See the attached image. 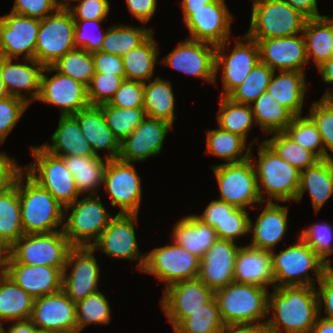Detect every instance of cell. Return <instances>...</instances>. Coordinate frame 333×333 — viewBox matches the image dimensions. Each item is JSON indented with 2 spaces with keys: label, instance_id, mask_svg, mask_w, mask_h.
Here are the masks:
<instances>
[{
  "label": "cell",
  "instance_id": "1",
  "mask_svg": "<svg viewBox=\"0 0 333 333\" xmlns=\"http://www.w3.org/2000/svg\"><path fill=\"white\" fill-rule=\"evenodd\" d=\"M270 312L273 316L266 322L269 333H311L319 316L316 287L273 288L268 294V314Z\"/></svg>",
  "mask_w": 333,
  "mask_h": 333
},
{
  "label": "cell",
  "instance_id": "2",
  "mask_svg": "<svg viewBox=\"0 0 333 333\" xmlns=\"http://www.w3.org/2000/svg\"><path fill=\"white\" fill-rule=\"evenodd\" d=\"M17 190L24 234L63 230L59 226L64 224V207L24 170L17 175Z\"/></svg>",
  "mask_w": 333,
  "mask_h": 333
},
{
  "label": "cell",
  "instance_id": "3",
  "mask_svg": "<svg viewBox=\"0 0 333 333\" xmlns=\"http://www.w3.org/2000/svg\"><path fill=\"white\" fill-rule=\"evenodd\" d=\"M252 157L250 151L262 202H265L266 195L267 202H295L301 171L283 160L265 141L258 147V160Z\"/></svg>",
  "mask_w": 333,
  "mask_h": 333
},
{
  "label": "cell",
  "instance_id": "4",
  "mask_svg": "<svg viewBox=\"0 0 333 333\" xmlns=\"http://www.w3.org/2000/svg\"><path fill=\"white\" fill-rule=\"evenodd\" d=\"M268 294L266 288L233 281L214 291V298L224 325L266 323L269 317Z\"/></svg>",
  "mask_w": 333,
  "mask_h": 333
},
{
  "label": "cell",
  "instance_id": "5",
  "mask_svg": "<svg viewBox=\"0 0 333 333\" xmlns=\"http://www.w3.org/2000/svg\"><path fill=\"white\" fill-rule=\"evenodd\" d=\"M297 238L296 243L280 250L279 253L270 251L274 288L293 285L316 287L315 280L309 276V270L315 274L316 281L319 282L331 268L299 236Z\"/></svg>",
  "mask_w": 333,
  "mask_h": 333
},
{
  "label": "cell",
  "instance_id": "6",
  "mask_svg": "<svg viewBox=\"0 0 333 333\" xmlns=\"http://www.w3.org/2000/svg\"><path fill=\"white\" fill-rule=\"evenodd\" d=\"M306 17L283 0H253L247 37L261 40L301 34Z\"/></svg>",
  "mask_w": 333,
  "mask_h": 333
},
{
  "label": "cell",
  "instance_id": "7",
  "mask_svg": "<svg viewBox=\"0 0 333 333\" xmlns=\"http://www.w3.org/2000/svg\"><path fill=\"white\" fill-rule=\"evenodd\" d=\"M99 196L89 194L64 208L63 232L73 247H91L113 217L106 211Z\"/></svg>",
  "mask_w": 333,
  "mask_h": 333
},
{
  "label": "cell",
  "instance_id": "8",
  "mask_svg": "<svg viewBox=\"0 0 333 333\" xmlns=\"http://www.w3.org/2000/svg\"><path fill=\"white\" fill-rule=\"evenodd\" d=\"M34 157L23 169L42 188L46 189L64 208L79 198L74 177L63 158L55 156L42 146L31 147Z\"/></svg>",
  "mask_w": 333,
  "mask_h": 333
},
{
  "label": "cell",
  "instance_id": "9",
  "mask_svg": "<svg viewBox=\"0 0 333 333\" xmlns=\"http://www.w3.org/2000/svg\"><path fill=\"white\" fill-rule=\"evenodd\" d=\"M72 248L63 230L23 234L10 247L8 263L65 267L68 253Z\"/></svg>",
  "mask_w": 333,
  "mask_h": 333
},
{
  "label": "cell",
  "instance_id": "10",
  "mask_svg": "<svg viewBox=\"0 0 333 333\" xmlns=\"http://www.w3.org/2000/svg\"><path fill=\"white\" fill-rule=\"evenodd\" d=\"M217 181L220 198L236 208L246 209L255 207L252 204L263 206L260 199L258 182L251 159L239 163L212 165Z\"/></svg>",
  "mask_w": 333,
  "mask_h": 333
},
{
  "label": "cell",
  "instance_id": "11",
  "mask_svg": "<svg viewBox=\"0 0 333 333\" xmlns=\"http://www.w3.org/2000/svg\"><path fill=\"white\" fill-rule=\"evenodd\" d=\"M229 41L217 45L215 49V83L217 74L221 71L223 89L221 96L228 97L244 82L254 66L260 61L259 47L255 40L245 34L240 39L235 38L233 50L225 52ZM223 73V74H222Z\"/></svg>",
  "mask_w": 333,
  "mask_h": 333
},
{
  "label": "cell",
  "instance_id": "12",
  "mask_svg": "<svg viewBox=\"0 0 333 333\" xmlns=\"http://www.w3.org/2000/svg\"><path fill=\"white\" fill-rule=\"evenodd\" d=\"M74 18L68 8H58L40 20L35 46V60L44 67L52 66L74 45Z\"/></svg>",
  "mask_w": 333,
  "mask_h": 333
},
{
  "label": "cell",
  "instance_id": "13",
  "mask_svg": "<svg viewBox=\"0 0 333 333\" xmlns=\"http://www.w3.org/2000/svg\"><path fill=\"white\" fill-rule=\"evenodd\" d=\"M200 258L175 244L156 247L145 253L142 272L156 276L159 281L169 285L198 277Z\"/></svg>",
  "mask_w": 333,
  "mask_h": 333
},
{
  "label": "cell",
  "instance_id": "14",
  "mask_svg": "<svg viewBox=\"0 0 333 333\" xmlns=\"http://www.w3.org/2000/svg\"><path fill=\"white\" fill-rule=\"evenodd\" d=\"M141 177L137 173L134 163L122 160H108L104 171L103 186L108 193L113 207H119L118 213L138 214L142 187Z\"/></svg>",
  "mask_w": 333,
  "mask_h": 333
},
{
  "label": "cell",
  "instance_id": "15",
  "mask_svg": "<svg viewBox=\"0 0 333 333\" xmlns=\"http://www.w3.org/2000/svg\"><path fill=\"white\" fill-rule=\"evenodd\" d=\"M183 21L190 37L188 39L220 45L231 39L232 14L225 0L208 3L199 9H182Z\"/></svg>",
  "mask_w": 333,
  "mask_h": 333
},
{
  "label": "cell",
  "instance_id": "16",
  "mask_svg": "<svg viewBox=\"0 0 333 333\" xmlns=\"http://www.w3.org/2000/svg\"><path fill=\"white\" fill-rule=\"evenodd\" d=\"M137 218L138 214L117 213L91 248L112 258L138 260L137 268L142 271L145 254L141 255L135 235Z\"/></svg>",
  "mask_w": 333,
  "mask_h": 333
},
{
  "label": "cell",
  "instance_id": "17",
  "mask_svg": "<svg viewBox=\"0 0 333 333\" xmlns=\"http://www.w3.org/2000/svg\"><path fill=\"white\" fill-rule=\"evenodd\" d=\"M214 292L198 277L175 282L164 289L161 309L175 330L190 313L201 309Z\"/></svg>",
  "mask_w": 333,
  "mask_h": 333
},
{
  "label": "cell",
  "instance_id": "18",
  "mask_svg": "<svg viewBox=\"0 0 333 333\" xmlns=\"http://www.w3.org/2000/svg\"><path fill=\"white\" fill-rule=\"evenodd\" d=\"M93 253L91 247H73L68 253L62 291L74 303L99 290L100 266ZM68 267H72L70 274L67 273Z\"/></svg>",
  "mask_w": 333,
  "mask_h": 333
},
{
  "label": "cell",
  "instance_id": "19",
  "mask_svg": "<svg viewBox=\"0 0 333 333\" xmlns=\"http://www.w3.org/2000/svg\"><path fill=\"white\" fill-rule=\"evenodd\" d=\"M45 72L56 74L49 78ZM37 100L56 105L60 109V115H73L90 105L87 87L60 73L53 66H46L43 70Z\"/></svg>",
  "mask_w": 333,
  "mask_h": 333
},
{
  "label": "cell",
  "instance_id": "20",
  "mask_svg": "<svg viewBox=\"0 0 333 333\" xmlns=\"http://www.w3.org/2000/svg\"><path fill=\"white\" fill-rule=\"evenodd\" d=\"M40 20L14 12L0 17V57L35 59Z\"/></svg>",
  "mask_w": 333,
  "mask_h": 333
},
{
  "label": "cell",
  "instance_id": "21",
  "mask_svg": "<svg viewBox=\"0 0 333 333\" xmlns=\"http://www.w3.org/2000/svg\"><path fill=\"white\" fill-rule=\"evenodd\" d=\"M215 49V45L187 38L179 42L160 62L174 70L214 84Z\"/></svg>",
  "mask_w": 333,
  "mask_h": 333
},
{
  "label": "cell",
  "instance_id": "22",
  "mask_svg": "<svg viewBox=\"0 0 333 333\" xmlns=\"http://www.w3.org/2000/svg\"><path fill=\"white\" fill-rule=\"evenodd\" d=\"M172 124L161 119L146 117L120 144L119 159L124 162H143L162 151L163 141Z\"/></svg>",
  "mask_w": 333,
  "mask_h": 333
},
{
  "label": "cell",
  "instance_id": "23",
  "mask_svg": "<svg viewBox=\"0 0 333 333\" xmlns=\"http://www.w3.org/2000/svg\"><path fill=\"white\" fill-rule=\"evenodd\" d=\"M260 62L276 71H300L309 63L303 34L255 40ZM305 66V67H304Z\"/></svg>",
  "mask_w": 333,
  "mask_h": 333
},
{
  "label": "cell",
  "instance_id": "24",
  "mask_svg": "<svg viewBox=\"0 0 333 333\" xmlns=\"http://www.w3.org/2000/svg\"><path fill=\"white\" fill-rule=\"evenodd\" d=\"M38 330L55 333L77 330L75 303L61 290L34 299L29 319Z\"/></svg>",
  "mask_w": 333,
  "mask_h": 333
},
{
  "label": "cell",
  "instance_id": "25",
  "mask_svg": "<svg viewBox=\"0 0 333 333\" xmlns=\"http://www.w3.org/2000/svg\"><path fill=\"white\" fill-rule=\"evenodd\" d=\"M239 248L235 241L217 239L200 259L198 278L213 292L234 281Z\"/></svg>",
  "mask_w": 333,
  "mask_h": 333
},
{
  "label": "cell",
  "instance_id": "26",
  "mask_svg": "<svg viewBox=\"0 0 333 333\" xmlns=\"http://www.w3.org/2000/svg\"><path fill=\"white\" fill-rule=\"evenodd\" d=\"M63 269L64 267L8 263L6 275L36 299L62 290Z\"/></svg>",
  "mask_w": 333,
  "mask_h": 333
},
{
  "label": "cell",
  "instance_id": "27",
  "mask_svg": "<svg viewBox=\"0 0 333 333\" xmlns=\"http://www.w3.org/2000/svg\"><path fill=\"white\" fill-rule=\"evenodd\" d=\"M13 60L1 57V76L4 87L8 95L19 97L31 104L38 98L41 76L45 67L35 59H22L24 63H14ZM22 91L29 93L30 96L23 95Z\"/></svg>",
  "mask_w": 333,
  "mask_h": 333
},
{
  "label": "cell",
  "instance_id": "28",
  "mask_svg": "<svg viewBox=\"0 0 333 333\" xmlns=\"http://www.w3.org/2000/svg\"><path fill=\"white\" fill-rule=\"evenodd\" d=\"M264 209L253 223L249 221V233H252L253 248L272 251L286 236L288 229V207L279 202H266Z\"/></svg>",
  "mask_w": 333,
  "mask_h": 333
},
{
  "label": "cell",
  "instance_id": "29",
  "mask_svg": "<svg viewBox=\"0 0 333 333\" xmlns=\"http://www.w3.org/2000/svg\"><path fill=\"white\" fill-rule=\"evenodd\" d=\"M77 119L83 137L91 145L95 155L105 149L108 153L104 156L108 160L118 159L120 155V143L109 129L104 113L100 106L89 105L73 114Z\"/></svg>",
  "mask_w": 333,
  "mask_h": 333
},
{
  "label": "cell",
  "instance_id": "30",
  "mask_svg": "<svg viewBox=\"0 0 333 333\" xmlns=\"http://www.w3.org/2000/svg\"><path fill=\"white\" fill-rule=\"evenodd\" d=\"M234 282L274 288L272 257L268 250L240 246L234 266Z\"/></svg>",
  "mask_w": 333,
  "mask_h": 333
},
{
  "label": "cell",
  "instance_id": "31",
  "mask_svg": "<svg viewBox=\"0 0 333 333\" xmlns=\"http://www.w3.org/2000/svg\"><path fill=\"white\" fill-rule=\"evenodd\" d=\"M83 135L78 121L73 115H60L57 129L51 136L52 143L43 144L42 147L61 158L97 156Z\"/></svg>",
  "mask_w": 333,
  "mask_h": 333
},
{
  "label": "cell",
  "instance_id": "32",
  "mask_svg": "<svg viewBox=\"0 0 333 333\" xmlns=\"http://www.w3.org/2000/svg\"><path fill=\"white\" fill-rule=\"evenodd\" d=\"M274 71L267 92L278 104L287 108L294 116H302L303 103L307 92L305 73L300 71Z\"/></svg>",
  "mask_w": 333,
  "mask_h": 333
},
{
  "label": "cell",
  "instance_id": "33",
  "mask_svg": "<svg viewBox=\"0 0 333 333\" xmlns=\"http://www.w3.org/2000/svg\"><path fill=\"white\" fill-rule=\"evenodd\" d=\"M309 191L316 213L333 195V158L319 160L315 165L300 172L299 191L295 202Z\"/></svg>",
  "mask_w": 333,
  "mask_h": 333
},
{
  "label": "cell",
  "instance_id": "34",
  "mask_svg": "<svg viewBox=\"0 0 333 333\" xmlns=\"http://www.w3.org/2000/svg\"><path fill=\"white\" fill-rule=\"evenodd\" d=\"M172 241L195 254L200 259L218 239L216 231L211 226L204 224L194 215L179 219L175 224Z\"/></svg>",
  "mask_w": 333,
  "mask_h": 333
},
{
  "label": "cell",
  "instance_id": "35",
  "mask_svg": "<svg viewBox=\"0 0 333 333\" xmlns=\"http://www.w3.org/2000/svg\"><path fill=\"white\" fill-rule=\"evenodd\" d=\"M302 34L308 61L312 58L316 68L333 56L332 16L306 19Z\"/></svg>",
  "mask_w": 333,
  "mask_h": 333
},
{
  "label": "cell",
  "instance_id": "36",
  "mask_svg": "<svg viewBox=\"0 0 333 333\" xmlns=\"http://www.w3.org/2000/svg\"><path fill=\"white\" fill-rule=\"evenodd\" d=\"M67 169L71 172L80 195L84 193L98 195L97 188L103 185L104 171L108 159L104 156H69L62 157Z\"/></svg>",
  "mask_w": 333,
  "mask_h": 333
},
{
  "label": "cell",
  "instance_id": "37",
  "mask_svg": "<svg viewBox=\"0 0 333 333\" xmlns=\"http://www.w3.org/2000/svg\"><path fill=\"white\" fill-rule=\"evenodd\" d=\"M34 299L8 275H0V325L30 319Z\"/></svg>",
  "mask_w": 333,
  "mask_h": 333
},
{
  "label": "cell",
  "instance_id": "38",
  "mask_svg": "<svg viewBox=\"0 0 333 333\" xmlns=\"http://www.w3.org/2000/svg\"><path fill=\"white\" fill-rule=\"evenodd\" d=\"M257 140L246 146L247 141L241 136L220 128L212 129L206 134V152L226 160V164L239 163L250 158V151Z\"/></svg>",
  "mask_w": 333,
  "mask_h": 333
},
{
  "label": "cell",
  "instance_id": "39",
  "mask_svg": "<svg viewBox=\"0 0 333 333\" xmlns=\"http://www.w3.org/2000/svg\"><path fill=\"white\" fill-rule=\"evenodd\" d=\"M154 32L137 48L122 56L125 79L148 82L153 79L159 46L155 43Z\"/></svg>",
  "mask_w": 333,
  "mask_h": 333
},
{
  "label": "cell",
  "instance_id": "40",
  "mask_svg": "<svg viewBox=\"0 0 333 333\" xmlns=\"http://www.w3.org/2000/svg\"><path fill=\"white\" fill-rule=\"evenodd\" d=\"M144 82L145 101L143 108L147 117L161 119L173 125L176 120L175 96L170 81L159 76Z\"/></svg>",
  "mask_w": 333,
  "mask_h": 333
},
{
  "label": "cell",
  "instance_id": "41",
  "mask_svg": "<svg viewBox=\"0 0 333 333\" xmlns=\"http://www.w3.org/2000/svg\"><path fill=\"white\" fill-rule=\"evenodd\" d=\"M251 108L255 123L265 134L284 132L295 117L287 108L278 104L267 91L251 104Z\"/></svg>",
  "mask_w": 333,
  "mask_h": 333
},
{
  "label": "cell",
  "instance_id": "42",
  "mask_svg": "<svg viewBox=\"0 0 333 333\" xmlns=\"http://www.w3.org/2000/svg\"><path fill=\"white\" fill-rule=\"evenodd\" d=\"M23 234L16 177L10 187L0 190V239L11 247Z\"/></svg>",
  "mask_w": 333,
  "mask_h": 333
},
{
  "label": "cell",
  "instance_id": "43",
  "mask_svg": "<svg viewBox=\"0 0 333 333\" xmlns=\"http://www.w3.org/2000/svg\"><path fill=\"white\" fill-rule=\"evenodd\" d=\"M216 119L220 129L237 134L246 141L253 124H256L251 105L239 104L223 96H220Z\"/></svg>",
  "mask_w": 333,
  "mask_h": 333
},
{
  "label": "cell",
  "instance_id": "44",
  "mask_svg": "<svg viewBox=\"0 0 333 333\" xmlns=\"http://www.w3.org/2000/svg\"><path fill=\"white\" fill-rule=\"evenodd\" d=\"M153 33L146 26L111 25L106 31L101 51L123 56L130 50L137 48Z\"/></svg>",
  "mask_w": 333,
  "mask_h": 333
},
{
  "label": "cell",
  "instance_id": "45",
  "mask_svg": "<svg viewBox=\"0 0 333 333\" xmlns=\"http://www.w3.org/2000/svg\"><path fill=\"white\" fill-rule=\"evenodd\" d=\"M99 106L104 113L109 129L120 144L147 117L143 107L118 108L107 103Z\"/></svg>",
  "mask_w": 333,
  "mask_h": 333
},
{
  "label": "cell",
  "instance_id": "46",
  "mask_svg": "<svg viewBox=\"0 0 333 333\" xmlns=\"http://www.w3.org/2000/svg\"><path fill=\"white\" fill-rule=\"evenodd\" d=\"M110 313L108 298L101 291L86 296L75 303L77 330L82 331L89 324L108 325Z\"/></svg>",
  "mask_w": 333,
  "mask_h": 333
},
{
  "label": "cell",
  "instance_id": "47",
  "mask_svg": "<svg viewBox=\"0 0 333 333\" xmlns=\"http://www.w3.org/2000/svg\"><path fill=\"white\" fill-rule=\"evenodd\" d=\"M224 323L220 317L218 305L214 296L202 308L190 313L174 333H220Z\"/></svg>",
  "mask_w": 333,
  "mask_h": 333
},
{
  "label": "cell",
  "instance_id": "48",
  "mask_svg": "<svg viewBox=\"0 0 333 333\" xmlns=\"http://www.w3.org/2000/svg\"><path fill=\"white\" fill-rule=\"evenodd\" d=\"M264 141L287 163L303 171L315 165L320 159L311 151L295 143L284 132L273 133Z\"/></svg>",
  "mask_w": 333,
  "mask_h": 333
},
{
  "label": "cell",
  "instance_id": "49",
  "mask_svg": "<svg viewBox=\"0 0 333 333\" xmlns=\"http://www.w3.org/2000/svg\"><path fill=\"white\" fill-rule=\"evenodd\" d=\"M273 73V69L259 61L244 82L228 97L233 102L251 105L263 92H266Z\"/></svg>",
  "mask_w": 333,
  "mask_h": 333
},
{
  "label": "cell",
  "instance_id": "50",
  "mask_svg": "<svg viewBox=\"0 0 333 333\" xmlns=\"http://www.w3.org/2000/svg\"><path fill=\"white\" fill-rule=\"evenodd\" d=\"M284 133L295 143L313 152L320 160L325 159L320 132L308 116H295Z\"/></svg>",
  "mask_w": 333,
  "mask_h": 333
},
{
  "label": "cell",
  "instance_id": "51",
  "mask_svg": "<svg viewBox=\"0 0 333 333\" xmlns=\"http://www.w3.org/2000/svg\"><path fill=\"white\" fill-rule=\"evenodd\" d=\"M52 66L86 87L95 73L92 54L78 48L67 52Z\"/></svg>",
  "mask_w": 333,
  "mask_h": 333
},
{
  "label": "cell",
  "instance_id": "52",
  "mask_svg": "<svg viewBox=\"0 0 333 333\" xmlns=\"http://www.w3.org/2000/svg\"><path fill=\"white\" fill-rule=\"evenodd\" d=\"M333 225L328 223L312 224L299 233V237L330 267H333L330 255L333 254Z\"/></svg>",
  "mask_w": 333,
  "mask_h": 333
},
{
  "label": "cell",
  "instance_id": "53",
  "mask_svg": "<svg viewBox=\"0 0 333 333\" xmlns=\"http://www.w3.org/2000/svg\"><path fill=\"white\" fill-rule=\"evenodd\" d=\"M125 80V75L94 73L87 86V98L90 105L108 103Z\"/></svg>",
  "mask_w": 333,
  "mask_h": 333
},
{
  "label": "cell",
  "instance_id": "54",
  "mask_svg": "<svg viewBox=\"0 0 333 333\" xmlns=\"http://www.w3.org/2000/svg\"><path fill=\"white\" fill-rule=\"evenodd\" d=\"M309 118L317 126L325 151V159L333 158V107L322 98L312 103ZM329 150V152H328Z\"/></svg>",
  "mask_w": 333,
  "mask_h": 333
},
{
  "label": "cell",
  "instance_id": "55",
  "mask_svg": "<svg viewBox=\"0 0 333 333\" xmlns=\"http://www.w3.org/2000/svg\"><path fill=\"white\" fill-rule=\"evenodd\" d=\"M29 105L25 100L10 95L0 100V145L4 143Z\"/></svg>",
  "mask_w": 333,
  "mask_h": 333
},
{
  "label": "cell",
  "instance_id": "56",
  "mask_svg": "<svg viewBox=\"0 0 333 333\" xmlns=\"http://www.w3.org/2000/svg\"><path fill=\"white\" fill-rule=\"evenodd\" d=\"M104 19H96V20H74V45L78 49H83L88 53H95L101 51L102 42L104 40L105 34L103 30V34L98 36H94L92 33L93 26L96 25L100 28V24ZM87 26V27H86ZM89 26V27H88ZM89 29V30H88ZM91 30V31H90Z\"/></svg>",
  "mask_w": 333,
  "mask_h": 333
},
{
  "label": "cell",
  "instance_id": "57",
  "mask_svg": "<svg viewBox=\"0 0 333 333\" xmlns=\"http://www.w3.org/2000/svg\"><path fill=\"white\" fill-rule=\"evenodd\" d=\"M249 213L246 209L236 208L228 217L214 229L218 239L236 241L246 234H249Z\"/></svg>",
  "mask_w": 333,
  "mask_h": 333
},
{
  "label": "cell",
  "instance_id": "58",
  "mask_svg": "<svg viewBox=\"0 0 333 333\" xmlns=\"http://www.w3.org/2000/svg\"><path fill=\"white\" fill-rule=\"evenodd\" d=\"M144 101V83L125 79L107 104L118 108H137L143 107Z\"/></svg>",
  "mask_w": 333,
  "mask_h": 333
},
{
  "label": "cell",
  "instance_id": "59",
  "mask_svg": "<svg viewBox=\"0 0 333 333\" xmlns=\"http://www.w3.org/2000/svg\"><path fill=\"white\" fill-rule=\"evenodd\" d=\"M78 3L69 6L74 20H96L105 19L110 12L108 0H74Z\"/></svg>",
  "mask_w": 333,
  "mask_h": 333
},
{
  "label": "cell",
  "instance_id": "60",
  "mask_svg": "<svg viewBox=\"0 0 333 333\" xmlns=\"http://www.w3.org/2000/svg\"><path fill=\"white\" fill-rule=\"evenodd\" d=\"M58 8L52 0H14L11 12L42 20Z\"/></svg>",
  "mask_w": 333,
  "mask_h": 333
},
{
  "label": "cell",
  "instance_id": "61",
  "mask_svg": "<svg viewBox=\"0 0 333 333\" xmlns=\"http://www.w3.org/2000/svg\"><path fill=\"white\" fill-rule=\"evenodd\" d=\"M318 285V289L316 286V292L318 297L319 315H322V305H324L325 316L323 318L333 321V267L323 275L318 282Z\"/></svg>",
  "mask_w": 333,
  "mask_h": 333
},
{
  "label": "cell",
  "instance_id": "62",
  "mask_svg": "<svg viewBox=\"0 0 333 333\" xmlns=\"http://www.w3.org/2000/svg\"><path fill=\"white\" fill-rule=\"evenodd\" d=\"M236 207L221 200H212L205 208L201 215H194L204 224L215 228L220 225Z\"/></svg>",
  "mask_w": 333,
  "mask_h": 333
},
{
  "label": "cell",
  "instance_id": "63",
  "mask_svg": "<svg viewBox=\"0 0 333 333\" xmlns=\"http://www.w3.org/2000/svg\"><path fill=\"white\" fill-rule=\"evenodd\" d=\"M95 73L125 75L122 56L102 51L92 53Z\"/></svg>",
  "mask_w": 333,
  "mask_h": 333
},
{
  "label": "cell",
  "instance_id": "64",
  "mask_svg": "<svg viewBox=\"0 0 333 333\" xmlns=\"http://www.w3.org/2000/svg\"><path fill=\"white\" fill-rule=\"evenodd\" d=\"M22 170L14 158L0 151V190L10 187Z\"/></svg>",
  "mask_w": 333,
  "mask_h": 333
},
{
  "label": "cell",
  "instance_id": "65",
  "mask_svg": "<svg viewBox=\"0 0 333 333\" xmlns=\"http://www.w3.org/2000/svg\"><path fill=\"white\" fill-rule=\"evenodd\" d=\"M126 6L133 17L140 21L141 24H145L154 15L157 8V0H126Z\"/></svg>",
  "mask_w": 333,
  "mask_h": 333
},
{
  "label": "cell",
  "instance_id": "66",
  "mask_svg": "<svg viewBox=\"0 0 333 333\" xmlns=\"http://www.w3.org/2000/svg\"><path fill=\"white\" fill-rule=\"evenodd\" d=\"M298 10L307 19L323 17L318 11L317 0H283Z\"/></svg>",
  "mask_w": 333,
  "mask_h": 333
},
{
  "label": "cell",
  "instance_id": "67",
  "mask_svg": "<svg viewBox=\"0 0 333 333\" xmlns=\"http://www.w3.org/2000/svg\"><path fill=\"white\" fill-rule=\"evenodd\" d=\"M220 333H269L266 323H242L224 325Z\"/></svg>",
  "mask_w": 333,
  "mask_h": 333
},
{
  "label": "cell",
  "instance_id": "68",
  "mask_svg": "<svg viewBox=\"0 0 333 333\" xmlns=\"http://www.w3.org/2000/svg\"><path fill=\"white\" fill-rule=\"evenodd\" d=\"M6 333H37L38 328L28 319L12 321Z\"/></svg>",
  "mask_w": 333,
  "mask_h": 333
},
{
  "label": "cell",
  "instance_id": "69",
  "mask_svg": "<svg viewBox=\"0 0 333 333\" xmlns=\"http://www.w3.org/2000/svg\"><path fill=\"white\" fill-rule=\"evenodd\" d=\"M316 69L320 72L323 82L333 84V56Z\"/></svg>",
  "mask_w": 333,
  "mask_h": 333
},
{
  "label": "cell",
  "instance_id": "70",
  "mask_svg": "<svg viewBox=\"0 0 333 333\" xmlns=\"http://www.w3.org/2000/svg\"><path fill=\"white\" fill-rule=\"evenodd\" d=\"M320 317L319 315L311 333H333V321Z\"/></svg>",
  "mask_w": 333,
  "mask_h": 333
},
{
  "label": "cell",
  "instance_id": "71",
  "mask_svg": "<svg viewBox=\"0 0 333 333\" xmlns=\"http://www.w3.org/2000/svg\"><path fill=\"white\" fill-rule=\"evenodd\" d=\"M10 258V246L0 239V275L6 274Z\"/></svg>",
  "mask_w": 333,
  "mask_h": 333
},
{
  "label": "cell",
  "instance_id": "72",
  "mask_svg": "<svg viewBox=\"0 0 333 333\" xmlns=\"http://www.w3.org/2000/svg\"><path fill=\"white\" fill-rule=\"evenodd\" d=\"M218 0H182V9H199L205 4L217 2Z\"/></svg>",
  "mask_w": 333,
  "mask_h": 333
},
{
  "label": "cell",
  "instance_id": "73",
  "mask_svg": "<svg viewBox=\"0 0 333 333\" xmlns=\"http://www.w3.org/2000/svg\"><path fill=\"white\" fill-rule=\"evenodd\" d=\"M330 90L331 89L327 88L321 98L333 107V94L330 92Z\"/></svg>",
  "mask_w": 333,
  "mask_h": 333
},
{
  "label": "cell",
  "instance_id": "74",
  "mask_svg": "<svg viewBox=\"0 0 333 333\" xmlns=\"http://www.w3.org/2000/svg\"><path fill=\"white\" fill-rule=\"evenodd\" d=\"M8 93L4 87L2 76H1V57H0V100L7 97Z\"/></svg>",
  "mask_w": 333,
  "mask_h": 333
},
{
  "label": "cell",
  "instance_id": "75",
  "mask_svg": "<svg viewBox=\"0 0 333 333\" xmlns=\"http://www.w3.org/2000/svg\"><path fill=\"white\" fill-rule=\"evenodd\" d=\"M56 5L57 7L59 8H68L70 5L71 2H74V0H52ZM69 3V4H68Z\"/></svg>",
  "mask_w": 333,
  "mask_h": 333
},
{
  "label": "cell",
  "instance_id": "76",
  "mask_svg": "<svg viewBox=\"0 0 333 333\" xmlns=\"http://www.w3.org/2000/svg\"><path fill=\"white\" fill-rule=\"evenodd\" d=\"M81 331L79 330H74V331H67V332H60V333H80Z\"/></svg>",
  "mask_w": 333,
  "mask_h": 333
},
{
  "label": "cell",
  "instance_id": "77",
  "mask_svg": "<svg viewBox=\"0 0 333 333\" xmlns=\"http://www.w3.org/2000/svg\"><path fill=\"white\" fill-rule=\"evenodd\" d=\"M0 333H6V329L0 325Z\"/></svg>",
  "mask_w": 333,
  "mask_h": 333
},
{
  "label": "cell",
  "instance_id": "78",
  "mask_svg": "<svg viewBox=\"0 0 333 333\" xmlns=\"http://www.w3.org/2000/svg\"><path fill=\"white\" fill-rule=\"evenodd\" d=\"M37 333H55V332L38 330Z\"/></svg>",
  "mask_w": 333,
  "mask_h": 333
},
{
  "label": "cell",
  "instance_id": "79",
  "mask_svg": "<svg viewBox=\"0 0 333 333\" xmlns=\"http://www.w3.org/2000/svg\"><path fill=\"white\" fill-rule=\"evenodd\" d=\"M332 34H333V16H332Z\"/></svg>",
  "mask_w": 333,
  "mask_h": 333
}]
</instances>
